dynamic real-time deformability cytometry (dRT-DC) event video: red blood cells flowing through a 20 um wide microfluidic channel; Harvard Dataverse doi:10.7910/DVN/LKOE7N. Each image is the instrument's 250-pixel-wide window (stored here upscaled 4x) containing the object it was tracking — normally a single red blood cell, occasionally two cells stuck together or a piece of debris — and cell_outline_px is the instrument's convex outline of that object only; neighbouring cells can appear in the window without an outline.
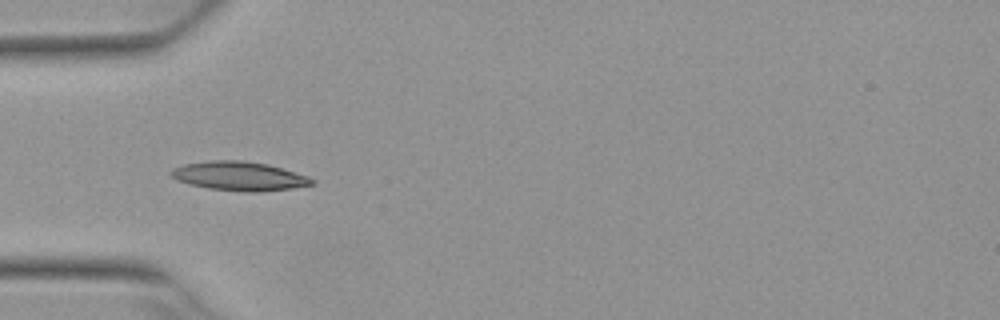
{"species": "Egyptian fruit bat (a non-hibernating species)", "species_latin": "Rousettus aegyptiacus", "temperature_condition": "warm", "stored_images_in_passage": 7, "camera_frame_rate_fps": 3000, "um_per_image_px": 0.085, "animal": {"sex": "female"}, "frame": {"image": 1, "passage_image": 4, "time_ms": 1.0, "image_size_px": [1000, 320], "cell_outline_px": [[316, 184], [292, 188], [260, 192], [248, 192], [208, 188], [176, 180], [168, 172], [172, 168], [184, 164], [208, 160], [244, 160], [268, 164], [308, 176], [316, 180]], "centroid_in_image_um": [20.35, 14.96], "position_along_channel_um": 64.6, "area_um2": 23.93}}
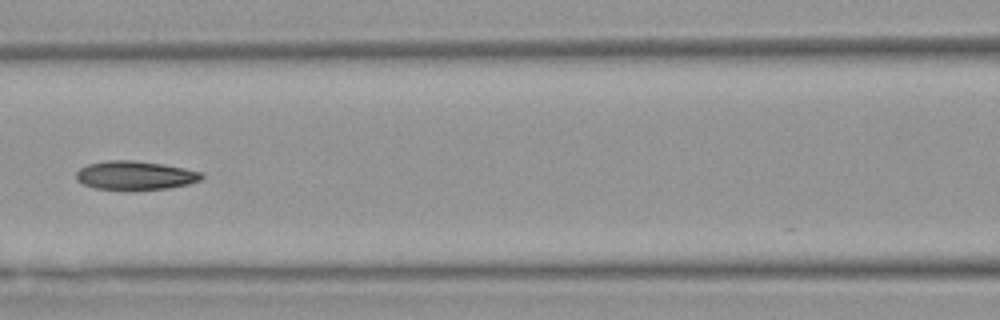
{"frame": {"image": 2, "passage_image": 6, "time_ms": 1.667, "image_size_px": [1000, 320], "cell_outline_px": [[204, 176], [200, 180], [188, 184], [168, 188], [96, 188], [84, 184], [76, 180], [76, 172], [80, 168], [88, 164], [104, 160], [132, 160], [160, 164], [184, 168], [200, 172]], "centroid_in_image_um": [11.46, 14.88], "position_along_channel_um": 155.1, "area_um2": 20.4}}
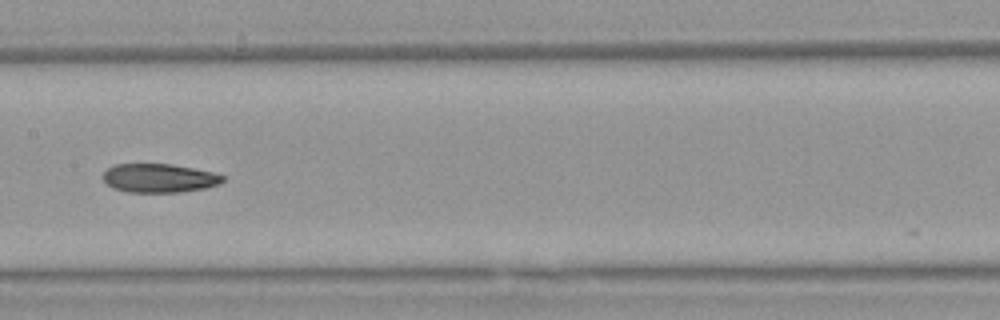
{"frame": {"image": 3, "passage_image": 7, "time_ms": 2.0, "image_size_px": [1000, 320], "cell_outline_px": [[224, 180], [220, 184], [204, 188], [180, 192], [128, 192], [112, 188], [104, 180], [104, 172], [108, 168], [116, 164], [172, 164], [212, 172], [224, 176]], "centroid_in_image_um": [13.53, 15.14], "position_along_channel_um": 193.9, "area_um2": 19.94}}